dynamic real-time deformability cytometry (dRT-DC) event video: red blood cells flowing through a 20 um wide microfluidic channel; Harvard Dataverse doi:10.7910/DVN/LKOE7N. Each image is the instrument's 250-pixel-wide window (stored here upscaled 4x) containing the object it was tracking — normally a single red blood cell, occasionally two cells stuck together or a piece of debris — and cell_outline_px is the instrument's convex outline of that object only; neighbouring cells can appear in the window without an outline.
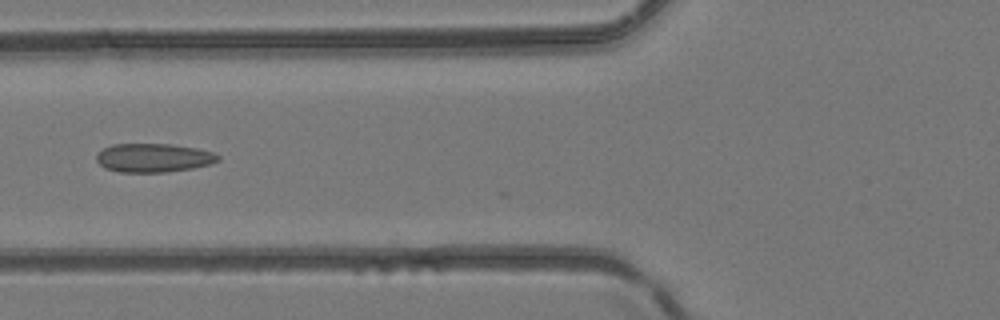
{"species": "common noctule bat (a hibernating species)", "species_latin": "Nyctalus noctula", "temperature_condition": "room temperature", "stored_images_in_passage": 23, "camera_frame_rate_fps": 3000, "um_per_image_px": 0.085, "animal": {"sex": "female", "body_mass_g": 24.6, "forearm_length_mm": 56.2}, "frame": {"image": 1, "passage_image": 19, "time_ms": 6.0, "image_size_px": [1000, 320], "cell_outline_px": [[220, 160], [212, 164], [192, 168], [164, 172], [120, 172], [104, 168], [96, 160], [96, 156], [104, 148], [112, 144], [172, 144], [196, 148], [212, 152], [220, 156]], "centroid_in_image_um": [13.06, 13.41], "position_along_channel_um": 112.7, "area_um2": 20.35}}
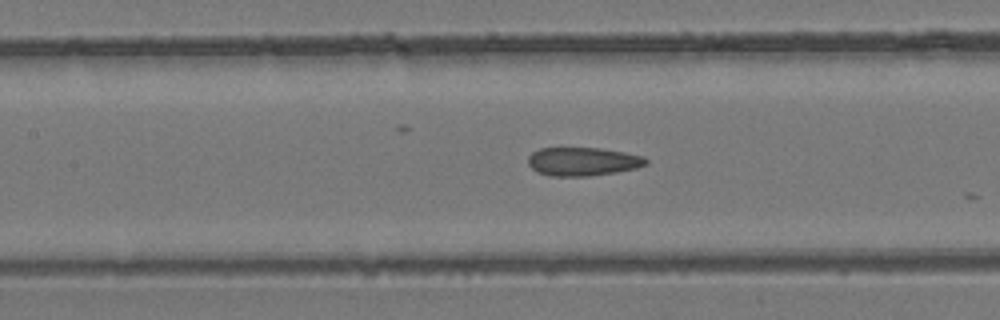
{"frame": {"image": 2, "passage_image": 22, "time_ms": 7.0, "image_size_px": [1000, 320], "cell_outline_px": [[648, 164], [636, 168], [616, 172], [588, 176], [548, 176], [536, 172], [528, 164], [528, 156], [532, 152], [540, 148], [600, 148], [644, 156], [648, 160]], "centroid_in_image_um": [49.52, 13.73], "position_along_channel_um": 157.9, "area_um2": 19.65}}